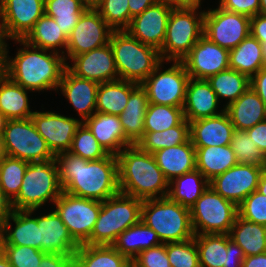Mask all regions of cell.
Wrapping results in <instances>:
<instances>
[{
    "label": "cell",
    "mask_w": 266,
    "mask_h": 267,
    "mask_svg": "<svg viewBox=\"0 0 266 267\" xmlns=\"http://www.w3.org/2000/svg\"><path fill=\"white\" fill-rule=\"evenodd\" d=\"M55 160L60 186L68 194L102 202L120 192L116 155L88 161L68 151L57 154Z\"/></svg>",
    "instance_id": "cell-1"
},
{
    "label": "cell",
    "mask_w": 266,
    "mask_h": 267,
    "mask_svg": "<svg viewBox=\"0 0 266 267\" xmlns=\"http://www.w3.org/2000/svg\"><path fill=\"white\" fill-rule=\"evenodd\" d=\"M12 41L22 48L19 47L15 57H11L8 55L10 48L8 47L4 74L16 84L32 92L53 90L57 93L66 69L64 56L54 51L33 47L23 39Z\"/></svg>",
    "instance_id": "cell-2"
},
{
    "label": "cell",
    "mask_w": 266,
    "mask_h": 267,
    "mask_svg": "<svg viewBox=\"0 0 266 267\" xmlns=\"http://www.w3.org/2000/svg\"><path fill=\"white\" fill-rule=\"evenodd\" d=\"M120 193L140 200L167 197L169 181L158 167L153 154L136 144L125 147L118 155Z\"/></svg>",
    "instance_id": "cell-3"
},
{
    "label": "cell",
    "mask_w": 266,
    "mask_h": 267,
    "mask_svg": "<svg viewBox=\"0 0 266 267\" xmlns=\"http://www.w3.org/2000/svg\"><path fill=\"white\" fill-rule=\"evenodd\" d=\"M141 220L157 233L162 244L194 238L190 209L168 196L143 200Z\"/></svg>",
    "instance_id": "cell-4"
},
{
    "label": "cell",
    "mask_w": 266,
    "mask_h": 267,
    "mask_svg": "<svg viewBox=\"0 0 266 267\" xmlns=\"http://www.w3.org/2000/svg\"><path fill=\"white\" fill-rule=\"evenodd\" d=\"M62 193L55 159L31 161L23 176L19 194L12 200L14 210H40L54 204Z\"/></svg>",
    "instance_id": "cell-5"
},
{
    "label": "cell",
    "mask_w": 266,
    "mask_h": 267,
    "mask_svg": "<svg viewBox=\"0 0 266 267\" xmlns=\"http://www.w3.org/2000/svg\"><path fill=\"white\" fill-rule=\"evenodd\" d=\"M109 43L121 80L140 85L162 62L157 49L141 43L127 31H113Z\"/></svg>",
    "instance_id": "cell-6"
},
{
    "label": "cell",
    "mask_w": 266,
    "mask_h": 267,
    "mask_svg": "<svg viewBox=\"0 0 266 267\" xmlns=\"http://www.w3.org/2000/svg\"><path fill=\"white\" fill-rule=\"evenodd\" d=\"M143 201L118 193L101 202V209L87 245H112L117 236L141 220Z\"/></svg>",
    "instance_id": "cell-7"
},
{
    "label": "cell",
    "mask_w": 266,
    "mask_h": 267,
    "mask_svg": "<svg viewBox=\"0 0 266 267\" xmlns=\"http://www.w3.org/2000/svg\"><path fill=\"white\" fill-rule=\"evenodd\" d=\"M204 14L201 6L172 9L159 51L162 61H181L191 51L203 36Z\"/></svg>",
    "instance_id": "cell-8"
},
{
    "label": "cell",
    "mask_w": 266,
    "mask_h": 267,
    "mask_svg": "<svg viewBox=\"0 0 266 267\" xmlns=\"http://www.w3.org/2000/svg\"><path fill=\"white\" fill-rule=\"evenodd\" d=\"M238 215V206L209 186L191 206L194 235L229 234Z\"/></svg>",
    "instance_id": "cell-9"
},
{
    "label": "cell",
    "mask_w": 266,
    "mask_h": 267,
    "mask_svg": "<svg viewBox=\"0 0 266 267\" xmlns=\"http://www.w3.org/2000/svg\"><path fill=\"white\" fill-rule=\"evenodd\" d=\"M166 63L172 64L166 68L162 61L140 85L145 89L149 103L183 107L190 76L181 61Z\"/></svg>",
    "instance_id": "cell-10"
},
{
    "label": "cell",
    "mask_w": 266,
    "mask_h": 267,
    "mask_svg": "<svg viewBox=\"0 0 266 267\" xmlns=\"http://www.w3.org/2000/svg\"><path fill=\"white\" fill-rule=\"evenodd\" d=\"M7 156L27 162L55 159L31 118L8 120L2 133Z\"/></svg>",
    "instance_id": "cell-11"
},
{
    "label": "cell",
    "mask_w": 266,
    "mask_h": 267,
    "mask_svg": "<svg viewBox=\"0 0 266 267\" xmlns=\"http://www.w3.org/2000/svg\"><path fill=\"white\" fill-rule=\"evenodd\" d=\"M72 238L84 244L91 236L101 209V201L81 198L64 191L53 204Z\"/></svg>",
    "instance_id": "cell-12"
},
{
    "label": "cell",
    "mask_w": 266,
    "mask_h": 267,
    "mask_svg": "<svg viewBox=\"0 0 266 267\" xmlns=\"http://www.w3.org/2000/svg\"><path fill=\"white\" fill-rule=\"evenodd\" d=\"M251 18L226 11L220 7L209 8L204 14L203 35L222 48L232 50L250 35Z\"/></svg>",
    "instance_id": "cell-13"
},
{
    "label": "cell",
    "mask_w": 266,
    "mask_h": 267,
    "mask_svg": "<svg viewBox=\"0 0 266 267\" xmlns=\"http://www.w3.org/2000/svg\"><path fill=\"white\" fill-rule=\"evenodd\" d=\"M113 30L96 9H86L68 36L66 61L109 43Z\"/></svg>",
    "instance_id": "cell-14"
},
{
    "label": "cell",
    "mask_w": 266,
    "mask_h": 267,
    "mask_svg": "<svg viewBox=\"0 0 266 267\" xmlns=\"http://www.w3.org/2000/svg\"><path fill=\"white\" fill-rule=\"evenodd\" d=\"M30 118L55 156L70 150L76 130L82 123L78 117L50 110H36Z\"/></svg>",
    "instance_id": "cell-15"
},
{
    "label": "cell",
    "mask_w": 266,
    "mask_h": 267,
    "mask_svg": "<svg viewBox=\"0 0 266 267\" xmlns=\"http://www.w3.org/2000/svg\"><path fill=\"white\" fill-rule=\"evenodd\" d=\"M262 170L261 166L238 163L210 180L209 186L238 206L247 196L257 190Z\"/></svg>",
    "instance_id": "cell-16"
},
{
    "label": "cell",
    "mask_w": 266,
    "mask_h": 267,
    "mask_svg": "<svg viewBox=\"0 0 266 267\" xmlns=\"http://www.w3.org/2000/svg\"><path fill=\"white\" fill-rule=\"evenodd\" d=\"M45 0H0V23L10 40L23 39L45 13Z\"/></svg>",
    "instance_id": "cell-17"
},
{
    "label": "cell",
    "mask_w": 266,
    "mask_h": 267,
    "mask_svg": "<svg viewBox=\"0 0 266 267\" xmlns=\"http://www.w3.org/2000/svg\"><path fill=\"white\" fill-rule=\"evenodd\" d=\"M181 62L190 78L207 80L229 68V50L203 35Z\"/></svg>",
    "instance_id": "cell-18"
},
{
    "label": "cell",
    "mask_w": 266,
    "mask_h": 267,
    "mask_svg": "<svg viewBox=\"0 0 266 267\" xmlns=\"http://www.w3.org/2000/svg\"><path fill=\"white\" fill-rule=\"evenodd\" d=\"M66 68L75 76L99 84L119 79L110 43L74 56Z\"/></svg>",
    "instance_id": "cell-19"
},
{
    "label": "cell",
    "mask_w": 266,
    "mask_h": 267,
    "mask_svg": "<svg viewBox=\"0 0 266 267\" xmlns=\"http://www.w3.org/2000/svg\"><path fill=\"white\" fill-rule=\"evenodd\" d=\"M172 9L170 6L156 2L141 14L134 16L126 31L141 43L160 51Z\"/></svg>",
    "instance_id": "cell-20"
},
{
    "label": "cell",
    "mask_w": 266,
    "mask_h": 267,
    "mask_svg": "<svg viewBox=\"0 0 266 267\" xmlns=\"http://www.w3.org/2000/svg\"><path fill=\"white\" fill-rule=\"evenodd\" d=\"M99 83L83 79L64 70L57 93H60L72 105L79 120L83 123L96 112V97Z\"/></svg>",
    "instance_id": "cell-21"
},
{
    "label": "cell",
    "mask_w": 266,
    "mask_h": 267,
    "mask_svg": "<svg viewBox=\"0 0 266 267\" xmlns=\"http://www.w3.org/2000/svg\"><path fill=\"white\" fill-rule=\"evenodd\" d=\"M45 213L37 215L41 251L74 255L80 245L72 238L60 216L53 207Z\"/></svg>",
    "instance_id": "cell-22"
},
{
    "label": "cell",
    "mask_w": 266,
    "mask_h": 267,
    "mask_svg": "<svg viewBox=\"0 0 266 267\" xmlns=\"http://www.w3.org/2000/svg\"><path fill=\"white\" fill-rule=\"evenodd\" d=\"M217 94L206 79L190 78L183 106L184 118L189 122L222 114ZM220 107V109H218ZM222 108V109H221Z\"/></svg>",
    "instance_id": "cell-23"
},
{
    "label": "cell",
    "mask_w": 266,
    "mask_h": 267,
    "mask_svg": "<svg viewBox=\"0 0 266 267\" xmlns=\"http://www.w3.org/2000/svg\"><path fill=\"white\" fill-rule=\"evenodd\" d=\"M36 211L14 210L0 226L3 245L29 246L41 250Z\"/></svg>",
    "instance_id": "cell-24"
},
{
    "label": "cell",
    "mask_w": 266,
    "mask_h": 267,
    "mask_svg": "<svg viewBox=\"0 0 266 267\" xmlns=\"http://www.w3.org/2000/svg\"><path fill=\"white\" fill-rule=\"evenodd\" d=\"M190 123V139L194 147L230 145L235 131L228 114L202 118Z\"/></svg>",
    "instance_id": "cell-25"
},
{
    "label": "cell",
    "mask_w": 266,
    "mask_h": 267,
    "mask_svg": "<svg viewBox=\"0 0 266 267\" xmlns=\"http://www.w3.org/2000/svg\"><path fill=\"white\" fill-rule=\"evenodd\" d=\"M108 154L118 155L132 144L126 139L118 115L95 112L83 122Z\"/></svg>",
    "instance_id": "cell-26"
},
{
    "label": "cell",
    "mask_w": 266,
    "mask_h": 267,
    "mask_svg": "<svg viewBox=\"0 0 266 267\" xmlns=\"http://www.w3.org/2000/svg\"><path fill=\"white\" fill-rule=\"evenodd\" d=\"M153 156L169 182L196 169V150L191 139L183 144L158 150Z\"/></svg>",
    "instance_id": "cell-27"
},
{
    "label": "cell",
    "mask_w": 266,
    "mask_h": 267,
    "mask_svg": "<svg viewBox=\"0 0 266 267\" xmlns=\"http://www.w3.org/2000/svg\"><path fill=\"white\" fill-rule=\"evenodd\" d=\"M235 130H248L266 120V105L249 87L237 100L225 107Z\"/></svg>",
    "instance_id": "cell-28"
},
{
    "label": "cell",
    "mask_w": 266,
    "mask_h": 267,
    "mask_svg": "<svg viewBox=\"0 0 266 267\" xmlns=\"http://www.w3.org/2000/svg\"><path fill=\"white\" fill-rule=\"evenodd\" d=\"M149 105L145 89L138 85L131 93L129 101L119 115L126 139L135 145L144 135V119Z\"/></svg>",
    "instance_id": "cell-29"
},
{
    "label": "cell",
    "mask_w": 266,
    "mask_h": 267,
    "mask_svg": "<svg viewBox=\"0 0 266 267\" xmlns=\"http://www.w3.org/2000/svg\"><path fill=\"white\" fill-rule=\"evenodd\" d=\"M30 90L10 80L5 74L0 75V112L8 119H27L34 111L29 103Z\"/></svg>",
    "instance_id": "cell-30"
},
{
    "label": "cell",
    "mask_w": 266,
    "mask_h": 267,
    "mask_svg": "<svg viewBox=\"0 0 266 267\" xmlns=\"http://www.w3.org/2000/svg\"><path fill=\"white\" fill-rule=\"evenodd\" d=\"M29 45L65 55L68 36L61 30L54 18L45 13L23 38Z\"/></svg>",
    "instance_id": "cell-31"
},
{
    "label": "cell",
    "mask_w": 266,
    "mask_h": 267,
    "mask_svg": "<svg viewBox=\"0 0 266 267\" xmlns=\"http://www.w3.org/2000/svg\"><path fill=\"white\" fill-rule=\"evenodd\" d=\"M161 244L157 233L140 220L118 235L112 246L132 261L141 251Z\"/></svg>",
    "instance_id": "cell-32"
},
{
    "label": "cell",
    "mask_w": 266,
    "mask_h": 267,
    "mask_svg": "<svg viewBox=\"0 0 266 267\" xmlns=\"http://www.w3.org/2000/svg\"><path fill=\"white\" fill-rule=\"evenodd\" d=\"M138 85L121 79L100 83L97 89L96 112L119 116L129 101L130 93Z\"/></svg>",
    "instance_id": "cell-33"
},
{
    "label": "cell",
    "mask_w": 266,
    "mask_h": 267,
    "mask_svg": "<svg viewBox=\"0 0 266 267\" xmlns=\"http://www.w3.org/2000/svg\"><path fill=\"white\" fill-rule=\"evenodd\" d=\"M196 169L208 180L223 174L237 165V159L230 145L195 147Z\"/></svg>",
    "instance_id": "cell-34"
},
{
    "label": "cell",
    "mask_w": 266,
    "mask_h": 267,
    "mask_svg": "<svg viewBox=\"0 0 266 267\" xmlns=\"http://www.w3.org/2000/svg\"><path fill=\"white\" fill-rule=\"evenodd\" d=\"M130 263L112 245L82 244L74 254V267H128Z\"/></svg>",
    "instance_id": "cell-35"
},
{
    "label": "cell",
    "mask_w": 266,
    "mask_h": 267,
    "mask_svg": "<svg viewBox=\"0 0 266 267\" xmlns=\"http://www.w3.org/2000/svg\"><path fill=\"white\" fill-rule=\"evenodd\" d=\"M246 257L266 252V226L248 221L237 215L229 232Z\"/></svg>",
    "instance_id": "cell-36"
},
{
    "label": "cell",
    "mask_w": 266,
    "mask_h": 267,
    "mask_svg": "<svg viewBox=\"0 0 266 267\" xmlns=\"http://www.w3.org/2000/svg\"><path fill=\"white\" fill-rule=\"evenodd\" d=\"M265 66L259 40L249 35L229 51V68L251 78Z\"/></svg>",
    "instance_id": "cell-37"
},
{
    "label": "cell",
    "mask_w": 266,
    "mask_h": 267,
    "mask_svg": "<svg viewBox=\"0 0 266 267\" xmlns=\"http://www.w3.org/2000/svg\"><path fill=\"white\" fill-rule=\"evenodd\" d=\"M208 187L209 181L195 169L169 182L168 197L190 209Z\"/></svg>",
    "instance_id": "cell-38"
},
{
    "label": "cell",
    "mask_w": 266,
    "mask_h": 267,
    "mask_svg": "<svg viewBox=\"0 0 266 267\" xmlns=\"http://www.w3.org/2000/svg\"><path fill=\"white\" fill-rule=\"evenodd\" d=\"M207 81L217 94L220 105L226 100L223 107L237 100L250 87V78L231 68L209 77Z\"/></svg>",
    "instance_id": "cell-39"
},
{
    "label": "cell",
    "mask_w": 266,
    "mask_h": 267,
    "mask_svg": "<svg viewBox=\"0 0 266 267\" xmlns=\"http://www.w3.org/2000/svg\"><path fill=\"white\" fill-rule=\"evenodd\" d=\"M190 139V123L184 119L179 125L157 132H144L137 146L148 153L183 144Z\"/></svg>",
    "instance_id": "cell-40"
},
{
    "label": "cell",
    "mask_w": 266,
    "mask_h": 267,
    "mask_svg": "<svg viewBox=\"0 0 266 267\" xmlns=\"http://www.w3.org/2000/svg\"><path fill=\"white\" fill-rule=\"evenodd\" d=\"M200 267H227V234L194 235Z\"/></svg>",
    "instance_id": "cell-41"
},
{
    "label": "cell",
    "mask_w": 266,
    "mask_h": 267,
    "mask_svg": "<svg viewBox=\"0 0 266 267\" xmlns=\"http://www.w3.org/2000/svg\"><path fill=\"white\" fill-rule=\"evenodd\" d=\"M44 9L45 14L54 18L61 30L69 36L87 8L80 0H45Z\"/></svg>",
    "instance_id": "cell-42"
},
{
    "label": "cell",
    "mask_w": 266,
    "mask_h": 267,
    "mask_svg": "<svg viewBox=\"0 0 266 267\" xmlns=\"http://www.w3.org/2000/svg\"><path fill=\"white\" fill-rule=\"evenodd\" d=\"M183 107L149 103L144 119V132L164 131L184 120Z\"/></svg>",
    "instance_id": "cell-43"
},
{
    "label": "cell",
    "mask_w": 266,
    "mask_h": 267,
    "mask_svg": "<svg viewBox=\"0 0 266 267\" xmlns=\"http://www.w3.org/2000/svg\"><path fill=\"white\" fill-rule=\"evenodd\" d=\"M28 164L11 156H6L0 163V188L11 201L19 194Z\"/></svg>",
    "instance_id": "cell-44"
},
{
    "label": "cell",
    "mask_w": 266,
    "mask_h": 267,
    "mask_svg": "<svg viewBox=\"0 0 266 267\" xmlns=\"http://www.w3.org/2000/svg\"><path fill=\"white\" fill-rule=\"evenodd\" d=\"M69 152L88 161L99 160L108 155L84 123L77 128Z\"/></svg>",
    "instance_id": "cell-45"
},
{
    "label": "cell",
    "mask_w": 266,
    "mask_h": 267,
    "mask_svg": "<svg viewBox=\"0 0 266 267\" xmlns=\"http://www.w3.org/2000/svg\"><path fill=\"white\" fill-rule=\"evenodd\" d=\"M230 146L239 164H249L263 167L265 155L251 140L247 131L235 130Z\"/></svg>",
    "instance_id": "cell-46"
},
{
    "label": "cell",
    "mask_w": 266,
    "mask_h": 267,
    "mask_svg": "<svg viewBox=\"0 0 266 267\" xmlns=\"http://www.w3.org/2000/svg\"><path fill=\"white\" fill-rule=\"evenodd\" d=\"M113 31H126L130 25L128 0H102L96 8Z\"/></svg>",
    "instance_id": "cell-47"
},
{
    "label": "cell",
    "mask_w": 266,
    "mask_h": 267,
    "mask_svg": "<svg viewBox=\"0 0 266 267\" xmlns=\"http://www.w3.org/2000/svg\"><path fill=\"white\" fill-rule=\"evenodd\" d=\"M166 253L171 267H200L194 238L183 242L166 243Z\"/></svg>",
    "instance_id": "cell-48"
},
{
    "label": "cell",
    "mask_w": 266,
    "mask_h": 267,
    "mask_svg": "<svg viewBox=\"0 0 266 267\" xmlns=\"http://www.w3.org/2000/svg\"><path fill=\"white\" fill-rule=\"evenodd\" d=\"M44 254L29 246L3 245V255L12 267H38Z\"/></svg>",
    "instance_id": "cell-49"
},
{
    "label": "cell",
    "mask_w": 266,
    "mask_h": 267,
    "mask_svg": "<svg viewBox=\"0 0 266 267\" xmlns=\"http://www.w3.org/2000/svg\"><path fill=\"white\" fill-rule=\"evenodd\" d=\"M238 215L248 221L266 226V195L257 190L238 205Z\"/></svg>",
    "instance_id": "cell-50"
},
{
    "label": "cell",
    "mask_w": 266,
    "mask_h": 267,
    "mask_svg": "<svg viewBox=\"0 0 266 267\" xmlns=\"http://www.w3.org/2000/svg\"><path fill=\"white\" fill-rule=\"evenodd\" d=\"M131 262L137 267H171L166 243L141 251Z\"/></svg>",
    "instance_id": "cell-51"
},
{
    "label": "cell",
    "mask_w": 266,
    "mask_h": 267,
    "mask_svg": "<svg viewBox=\"0 0 266 267\" xmlns=\"http://www.w3.org/2000/svg\"><path fill=\"white\" fill-rule=\"evenodd\" d=\"M218 7L249 18L259 14L260 0H219Z\"/></svg>",
    "instance_id": "cell-52"
},
{
    "label": "cell",
    "mask_w": 266,
    "mask_h": 267,
    "mask_svg": "<svg viewBox=\"0 0 266 267\" xmlns=\"http://www.w3.org/2000/svg\"><path fill=\"white\" fill-rule=\"evenodd\" d=\"M38 267H74V255L45 253Z\"/></svg>",
    "instance_id": "cell-53"
},
{
    "label": "cell",
    "mask_w": 266,
    "mask_h": 267,
    "mask_svg": "<svg viewBox=\"0 0 266 267\" xmlns=\"http://www.w3.org/2000/svg\"><path fill=\"white\" fill-rule=\"evenodd\" d=\"M227 267H242L245 255L243 249L230 239L229 234H227Z\"/></svg>",
    "instance_id": "cell-54"
},
{
    "label": "cell",
    "mask_w": 266,
    "mask_h": 267,
    "mask_svg": "<svg viewBox=\"0 0 266 267\" xmlns=\"http://www.w3.org/2000/svg\"><path fill=\"white\" fill-rule=\"evenodd\" d=\"M251 140L266 156V120L257 123L254 127L246 130Z\"/></svg>",
    "instance_id": "cell-55"
},
{
    "label": "cell",
    "mask_w": 266,
    "mask_h": 267,
    "mask_svg": "<svg viewBox=\"0 0 266 267\" xmlns=\"http://www.w3.org/2000/svg\"><path fill=\"white\" fill-rule=\"evenodd\" d=\"M250 35L260 42H266V16L257 14L251 18Z\"/></svg>",
    "instance_id": "cell-56"
},
{
    "label": "cell",
    "mask_w": 266,
    "mask_h": 267,
    "mask_svg": "<svg viewBox=\"0 0 266 267\" xmlns=\"http://www.w3.org/2000/svg\"><path fill=\"white\" fill-rule=\"evenodd\" d=\"M250 87L258 94L266 105V66L250 78Z\"/></svg>",
    "instance_id": "cell-57"
},
{
    "label": "cell",
    "mask_w": 266,
    "mask_h": 267,
    "mask_svg": "<svg viewBox=\"0 0 266 267\" xmlns=\"http://www.w3.org/2000/svg\"><path fill=\"white\" fill-rule=\"evenodd\" d=\"M7 40L10 41V39L6 35L4 27L0 23V75H3L5 73L6 59L9 46Z\"/></svg>",
    "instance_id": "cell-58"
},
{
    "label": "cell",
    "mask_w": 266,
    "mask_h": 267,
    "mask_svg": "<svg viewBox=\"0 0 266 267\" xmlns=\"http://www.w3.org/2000/svg\"><path fill=\"white\" fill-rule=\"evenodd\" d=\"M157 0H128L130 10V23L134 16L141 14L148 7L155 4Z\"/></svg>",
    "instance_id": "cell-59"
},
{
    "label": "cell",
    "mask_w": 266,
    "mask_h": 267,
    "mask_svg": "<svg viewBox=\"0 0 266 267\" xmlns=\"http://www.w3.org/2000/svg\"><path fill=\"white\" fill-rule=\"evenodd\" d=\"M14 212L12 201L0 188V226Z\"/></svg>",
    "instance_id": "cell-60"
},
{
    "label": "cell",
    "mask_w": 266,
    "mask_h": 267,
    "mask_svg": "<svg viewBox=\"0 0 266 267\" xmlns=\"http://www.w3.org/2000/svg\"><path fill=\"white\" fill-rule=\"evenodd\" d=\"M203 0H157V2L163 3L172 8H189L198 7L202 5Z\"/></svg>",
    "instance_id": "cell-61"
},
{
    "label": "cell",
    "mask_w": 266,
    "mask_h": 267,
    "mask_svg": "<svg viewBox=\"0 0 266 267\" xmlns=\"http://www.w3.org/2000/svg\"><path fill=\"white\" fill-rule=\"evenodd\" d=\"M242 267H266V252L245 257Z\"/></svg>",
    "instance_id": "cell-62"
},
{
    "label": "cell",
    "mask_w": 266,
    "mask_h": 267,
    "mask_svg": "<svg viewBox=\"0 0 266 267\" xmlns=\"http://www.w3.org/2000/svg\"><path fill=\"white\" fill-rule=\"evenodd\" d=\"M257 191L263 195H266V172L264 170L261 172Z\"/></svg>",
    "instance_id": "cell-63"
},
{
    "label": "cell",
    "mask_w": 266,
    "mask_h": 267,
    "mask_svg": "<svg viewBox=\"0 0 266 267\" xmlns=\"http://www.w3.org/2000/svg\"><path fill=\"white\" fill-rule=\"evenodd\" d=\"M102 0H80L87 9H96Z\"/></svg>",
    "instance_id": "cell-64"
},
{
    "label": "cell",
    "mask_w": 266,
    "mask_h": 267,
    "mask_svg": "<svg viewBox=\"0 0 266 267\" xmlns=\"http://www.w3.org/2000/svg\"><path fill=\"white\" fill-rule=\"evenodd\" d=\"M6 156L7 155L4 147V142L2 136H0V163L5 159Z\"/></svg>",
    "instance_id": "cell-65"
},
{
    "label": "cell",
    "mask_w": 266,
    "mask_h": 267,
    "mask_svg": "<svg viewBox=\"0 0 266 267\" xmlns=\"http://www.w3.org/2000/svg\"><path fill=\"white\" fill-rule=\"evenodd\" d=\"M8 119L0 112V136H2L3 130L6 127Z\"/></svg>",
    "instance_id": "cell-66"
},
{
    "label": "cell",
    "mask_w": 266,
    "mask_h": 267,
    "mask_svg": "<svg viewBox=\"0 0 266 267\" xmlns=\"http://www.w3.org/2000/svg\"><path fill=\"white\" fill-rule=\"evenodd\" d=\"M0 267H12L3 253L0 255Z\"/></svg>",
    "instance_id": "cell-67"
},
{
    "label": "cell",
    "mask_w": 266,
    "mask_h": 267,
    "mask_svg": "<svg viewBox=\"0 0 266 267\" xmlns=\"http://www.w3.org/2000/svg\"><path fill=\"white\" fill-rule=\"evenodd\" d=\"M259 14L266 16V0H260Z\"/></svg>",
    "instance_id": "cell-68"
},
{
    "label": "cell",
    "mask_w": 266,
    "mask_h": 267,
    "mask_svg": "<svg viewBox=\"0 0 266 267\" xmlns=\"http://www.w3.org/2000/svg\"><path fill=\"white\" fill-rule=\"evenodd\" d=\"M262 47V56L264 59V64L266 66V42H260Z\"/></svg>",
    "instance_id": "cell-69"
},
{
    "label": "cell",
    "mask_w": 266,
    "mask_h": 267,
    "mask_svg": "<svg viewBox=\"0 0 266 267\" xmlns=\"http://www.w3.org/2000/svg\"><path fill=\"white\" fill-rule=\"evenodd\" d=\"M3 253V239L0 233V255Z\"/></svg>",
    "instance_id": "cell-70"
},
{
    "label": "cell",
    "mask_w": 266,
    "mask_h": 267,
    "mask_svg": "<svg viewBox=\"0 0 266 267\" xmlns=\"http://www.w3.org/2000/svg\"><path fill=\"white\" fill-rule=\"evenodd\" d=\"M263 170L266 172V157H265V161L263 163Z\"/></svg>",
    "instance_id": "cell-71"
},
{
    "label": "cell",
    "mask_w": 266,
    "mask_h": 267,
    "mask_svg": "<svg viewBox=\"0 0 266 267\" xmlns=\"http://www.w3.org/2000/svg\"><path fill=\"white\" fill-rule=\"evenodd\" d=\"M128 267H137L132 262L128 265Z\"/></svg>",
    "instance_id": "cell-72"
}]
</instances>
